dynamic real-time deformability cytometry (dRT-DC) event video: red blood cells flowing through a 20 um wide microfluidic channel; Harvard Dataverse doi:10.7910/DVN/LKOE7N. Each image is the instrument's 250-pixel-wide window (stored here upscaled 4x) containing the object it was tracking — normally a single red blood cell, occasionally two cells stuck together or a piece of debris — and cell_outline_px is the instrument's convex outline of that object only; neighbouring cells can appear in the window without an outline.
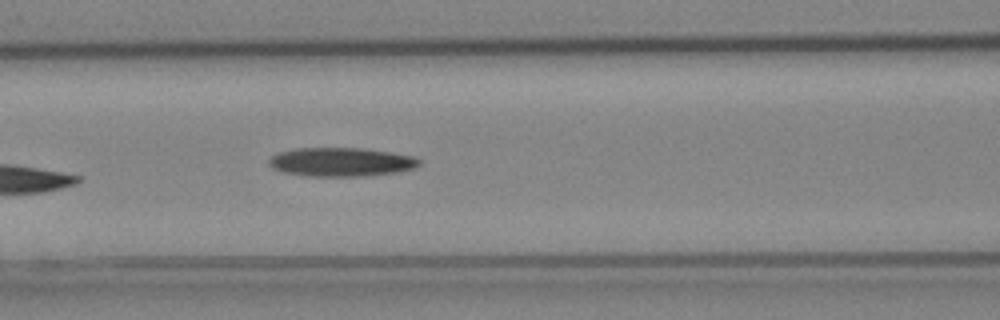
{"species": "Egyptian fruit bat (a non-hibernating species)", "species_latin": "Rousettus aegyptiacus", "temperature_condition": "cold", "stored_images_in_passage": 7, "camera_frame_rate_fps": 3000, "um_per_image_px": 0.085, "animal": {"sex": "female"}, "frame": {"image": 1, "passage_image": 7, "time_ms": 2.0, "image_size_px": [1000, 320], "cell_outline_px": [[420, 164], [416, 168], [396, 172], [364, 176], [308, 176], [284, 172], [272, 168], [268, 164], [268, 160], [272, 156], [280, 152], [292, 148], [360, 148], [416, 156], [420, 160]], "centroid_in_image_um": [28.99, 13.77], "position_along_channel_um": 137.6, "area_um2": 25.26}}